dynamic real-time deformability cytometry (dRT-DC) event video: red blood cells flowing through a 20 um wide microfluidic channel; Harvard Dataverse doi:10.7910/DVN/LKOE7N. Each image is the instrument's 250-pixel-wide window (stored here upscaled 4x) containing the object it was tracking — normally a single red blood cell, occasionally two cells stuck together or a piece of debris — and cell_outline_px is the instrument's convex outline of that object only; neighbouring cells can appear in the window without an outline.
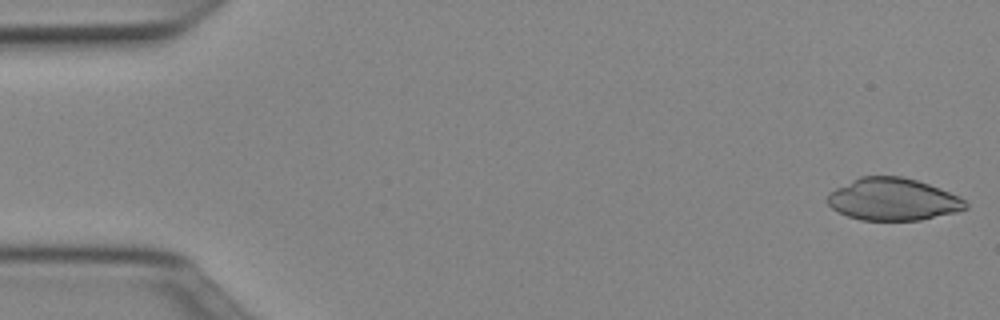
{"species": "Egyptian fruit bat (a non-hibernating species)", "species_latin": "Rousettus aegyptiacus", "temperature_condition": "cold", "stored_images_in_passage": 50, "camera_frame_rate_fps": 3000, "um_per_image_px": 0.085, "animal": {"sex": "female"}, "frame": {"image": 1, "passage_image": 1, "time_ms": 0.0, "image_size_px": [1000, 320], "cell_outline_px": [[968, 208], [956, 212], [920, 220], [860, 220], [848, 216], [832, 208], [828, 204], [828, 192], [860, 176], [900, 176], [916, 180], [940, 188], [960, 196], [968, 204]], "centroid_in_image_um": [75.92, 16.94], "position_along_channel_um": 9.1, "area_um2": 33.93}}